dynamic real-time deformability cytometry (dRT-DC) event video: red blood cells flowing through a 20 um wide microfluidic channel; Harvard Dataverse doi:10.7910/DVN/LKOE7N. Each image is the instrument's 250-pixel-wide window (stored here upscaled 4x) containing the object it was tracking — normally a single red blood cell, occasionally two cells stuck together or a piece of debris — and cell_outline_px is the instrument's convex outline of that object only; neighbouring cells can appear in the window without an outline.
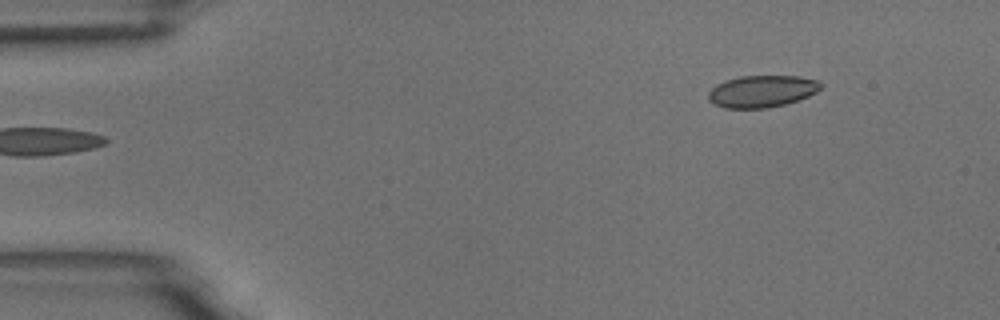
{"species": "common noctule bat (a hibernating species)", "species_latin": "Nyctalus noctula", "temperature_condition": "room temperature", "stored_images_in_passage": 5, "segment_of_instrument_passage": [2, 2], "camera_frame_rate_fps": 3000, "um_per_image_px": 0.085, "animal": {"sex": "male", "body_mass_g": 18.8}, "frame": {"image": 1, "passage_image": 5, "time_ms": 5.333, "image_size_px": [1000, 320], "cell_outline_px": [[824, 84], [816, 92], [808, 96], [784, 104], [768, 108], [724, 108], [708, 100], [708, 92], [716, 84], [740, 76], [800, 76], [820, 80]], "centroid_in_image_um": [64.79, 7.75], "position_along_channel_um": 20.2, "area_um2": 20.92}}